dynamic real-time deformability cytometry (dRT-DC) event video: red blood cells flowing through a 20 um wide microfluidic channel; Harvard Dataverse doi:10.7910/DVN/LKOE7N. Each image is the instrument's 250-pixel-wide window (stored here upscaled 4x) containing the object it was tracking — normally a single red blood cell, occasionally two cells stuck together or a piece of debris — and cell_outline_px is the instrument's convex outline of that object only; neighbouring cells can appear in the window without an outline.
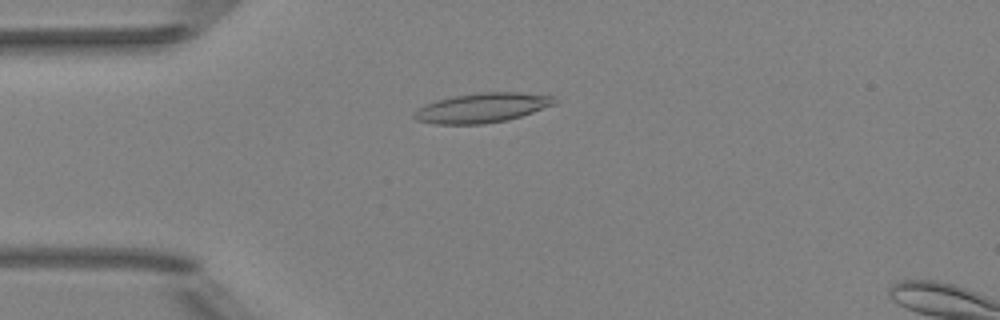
{"species": "Egyptian fruit bat (a non-hibernating species)", "species_latin": "Rousettus aegyptiacus", "temperature_condition": "room temperature", "stored_images_in_passage": 8, "camera_frame_rate_fps": 3000, "um_per_image_px": 0.085, "animal": {"sex": "female"}, "frame": {"image": 1, "passage_image": 5, "time_ms": 1.333, "image_size_px": [1000, 320], "cell_outline_px": [[560, 100], [556, 104], [508, 120], [484, 124], [436, 124], [416, 120], [412, 116], [420, 108], [436, 100], [452, 96], [480, 92], [520, 92], [552, 96]], "centroid_in_image_um": [41.03, 9.16], "position_along_channel_um": 44.0, "area_um2": 24.16}}